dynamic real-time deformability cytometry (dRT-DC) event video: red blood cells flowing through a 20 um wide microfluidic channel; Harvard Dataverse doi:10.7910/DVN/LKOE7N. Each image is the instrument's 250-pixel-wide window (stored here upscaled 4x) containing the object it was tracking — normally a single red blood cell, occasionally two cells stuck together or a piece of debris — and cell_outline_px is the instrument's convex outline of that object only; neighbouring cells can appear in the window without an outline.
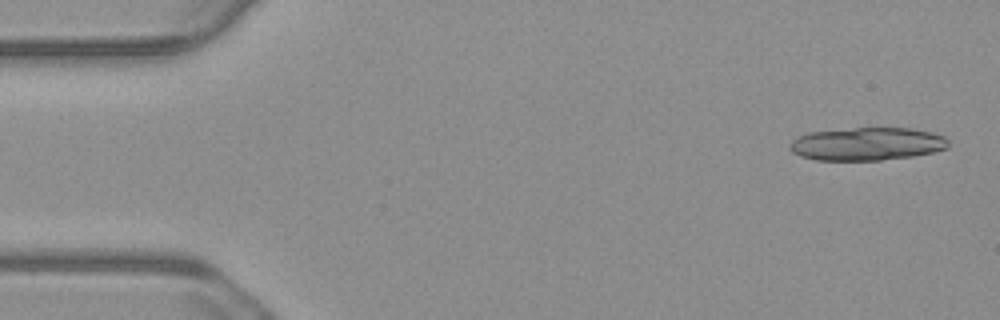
{"species": "common noctule bat (a hibernating species)", "species_latin": "Nyctalus noctula", "temperature_condition": "warm", "stored_images_in_passage": 20, "camera_frame_rate_fps": 3000, "um_per_image_px": 0.085, "animal": {"sex": "male", "body_mass_g": 23.1, "forearm_length_mm": 52.7}, "frame": {"image": 1, "passage_image": 2, "time_ms": 0.333, "image_size_px": [1000, 320], "cell_outline_px": [[948, 148], [932, 152], [912, 156], [880, 160], [816, 160], [800, 156], [792, 152], [788, 148], [788, 144], [796, 136], [808, 132], [856, 128], [912, 128], [932, 132], [944, 136], [948, 140]], "centroid_in_image_um": [73.66, 12.23], "position_along_channel_um": 11.3, "area_um2": 30.63}}